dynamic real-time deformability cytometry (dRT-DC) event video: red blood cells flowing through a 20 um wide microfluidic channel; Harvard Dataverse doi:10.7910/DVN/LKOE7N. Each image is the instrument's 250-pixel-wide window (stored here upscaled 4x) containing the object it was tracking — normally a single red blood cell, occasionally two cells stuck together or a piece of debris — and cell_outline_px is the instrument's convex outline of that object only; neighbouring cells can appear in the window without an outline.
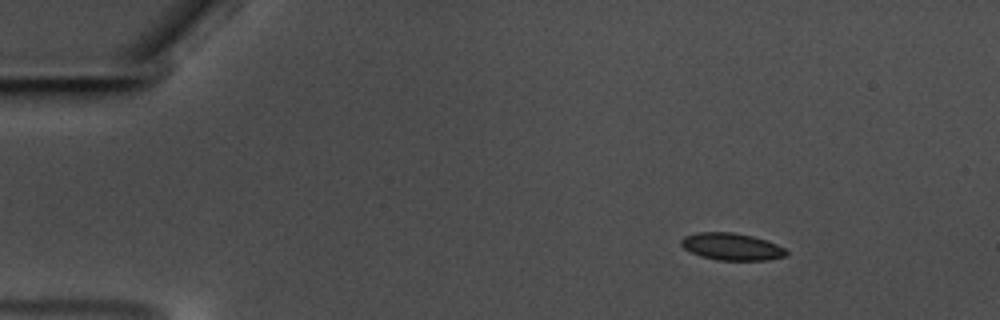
{"species": "common noctule bat (a hibernating species)", "species_latin": "Nyctalus noctula", "temperature_condition": "warm", "stored_images_in_passage": 51, "camera_frame_rate_fps": 3000, "um_per_image_px": 0.085, "animal": {"sex": "male", "body_mass_g": 17.5, "forearm_length_mm": 52.3}, "frame": {"image": 1, "passage_image": 1, "time_ms": 0.0, "image_size_px": [1000, 320], "cell_outline_px": [[788, 256], [768, 260], [716, 260], [700, 256], [684, 248], [680, 244], [680, 240], [684, 236], [696, 232], [736, 232], [752, 236], [776, 244], [784, 248], [788, 252]], "centroid_in_image_um": [62.18, 20.96], "position_along_channel_um": 22.8, "area_um2": 16.7}}
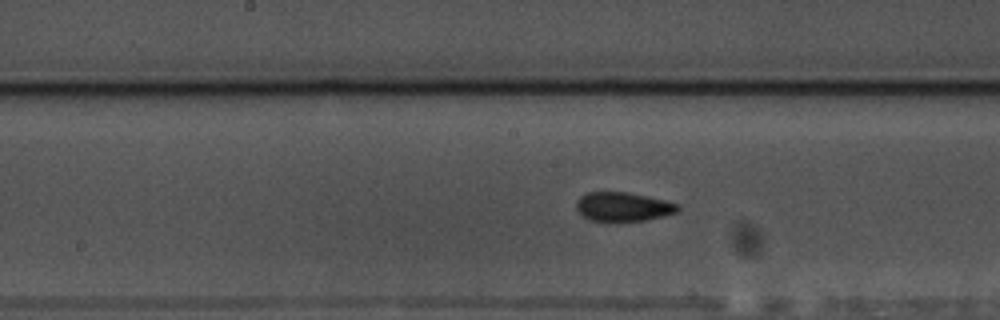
{"frame": {"image": 2, "passage_image": 23, "time_ms": 7.333, "image_size_px": [1000, 320], "cell_outline_px": [[680, 212], [664, 216], [644, 220], [592, 220], [584, 216], [576, 208], [576, 200], [580, 196], [588, 192], [628, 192], [648, 196], [680, 204]], "centroid_in_image_um": [53.01, 17.55], "position_along_channel_um": 195.2, "area_um2": 17.05}}
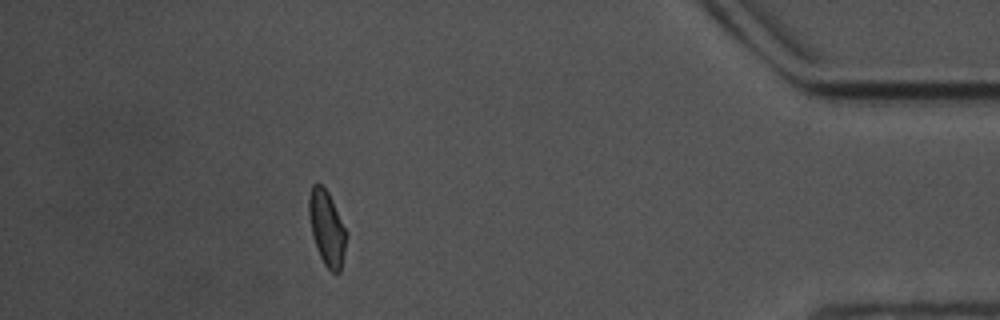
{"frame": {"image": 3, "passage_image": 45, "time_ms": 14.667, "image_size_px": [1000, 320], "cell_outline_px": [[348, 232], [340, 272], [332, 272], [324, 264], [316, 248], [308, 216], [308, 196], [312, 184], [316, 180], [328, 192]], "centroid_in_image_um": [27.77, 19.34], "position_along_channel_um": 407.4, "area_um2": 16.47}, "authors_computed_cell_mechanics": {"area_um2": 16.762, "velocity_mm_per_s": 3.545, "shape_relaxation_time_tau1_ms": 6.1505, "shape_relaxation_time_tau2_ms": 1.6608, "deformation_change_tau1": 0.1212, "deformation_change_tau2": 0.0668}}